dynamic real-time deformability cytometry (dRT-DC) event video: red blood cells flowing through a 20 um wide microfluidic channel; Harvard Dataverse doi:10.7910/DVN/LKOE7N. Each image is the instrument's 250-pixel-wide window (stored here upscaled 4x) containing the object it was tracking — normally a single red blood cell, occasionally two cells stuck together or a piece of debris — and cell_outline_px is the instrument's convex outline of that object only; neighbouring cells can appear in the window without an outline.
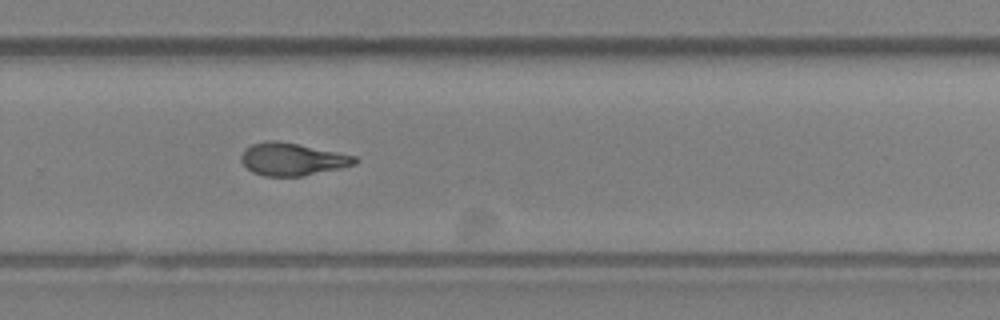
{"species": "Egyptian fruit bat (a non-hibernating species)", "species_latin": "Rousettus aegyptiacus", "temperature_condition": "room temperature", "stored_images_in_passage": 23, "camera_frame_rate_fps": 3000, "um_per_image_px": 0.085, "animal": {"sex": "female"}, "frame": {"image": 1, "passage_image": 20, "time_ms": 6.333, "image_size_px": [1000, 320], "cell_outline_px": [[360, 160], [356, 164], [340, 168], [304, 176], [264, 176], [252, 172], [240, 160], [240, 156], [244, 148], [252, 144], [264, 140], [276, 140], [356, 156]], "centroid_in_image_um": [24.82, 13.53], "position_along_channel_um": 305.0, "area_um2": 21.56}}